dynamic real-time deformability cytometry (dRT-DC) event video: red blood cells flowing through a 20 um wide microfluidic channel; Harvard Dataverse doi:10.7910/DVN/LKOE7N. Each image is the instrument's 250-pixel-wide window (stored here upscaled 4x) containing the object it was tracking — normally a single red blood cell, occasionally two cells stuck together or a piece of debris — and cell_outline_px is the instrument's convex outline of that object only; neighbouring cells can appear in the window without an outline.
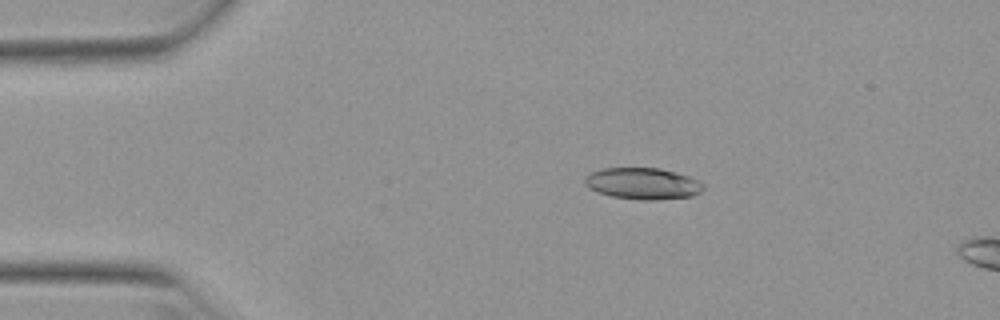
{"species": "Egyptian fruit bat (a non-hibernating species)", "species_latin": "Rousettus aegyptiacus", "temperature_condition": "warm", "stored_images_in_passage": 51, "camera_frame_rate_fps": 3000, "um_per_image_px": 0.085, "animal": {"sex": "female"}, "frame": {"image": 1, "passage_image": 9, "time_ms": 2.667, "image_size_px": [1000, 320], "cell_outline_px": [[704, 188], [700, 192], [692, 196], [656, 200], [640, 200], [612, 196], [588, 188], [584, 184], [584, 176], [592, 172], [604, 168], [660, 168], [676, 172], [688, 176], [704, 184]], "centroid_in_image_um": [54.63, 15.6], "position_along_channel_um": 30.4, "area_um2": 21.73}}
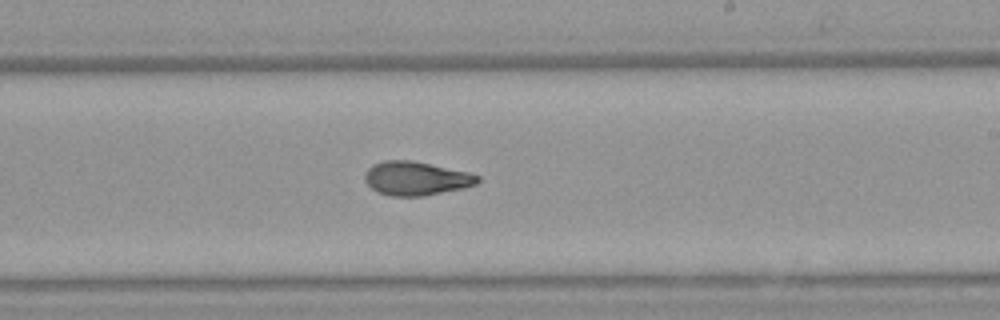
{"frame": {"image": 2, "passage_image": 30, "time_ms": 9.667, "image_size_px": [1000, 320], "cell_outline_px": [[480, 180], [476, 184], [460, 188], [424, 196], [388, 196], [376, 192], [364, 180], [364, 172], [372, 164], [384, 160], [412, 160], [468, 172], [480, 176]], "centroid_in_image_um": [35.31, 15.16], "position_along_channel_um": 253.7, "area_um2": 22.25}}
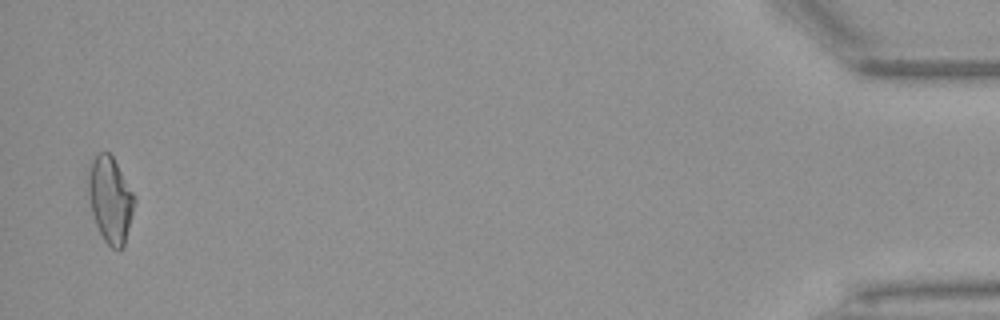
{"frame": {"image": 3, "passage_image": 50, "time_ms": 16.333, "image_size_px": [1000, 320], "cell_outline_px": [[136, 200], [124, 248], [116, 252], [104, 240], [96, 224], [92, 212], [88, 196], [88, 176], [92, 160], [100, 152], [108, 152], [112, 156], [132, 192]], "centroid_in_image_um": [9.38, 17.03], "position_along_channel_um": 425.8, "area_um2": 22.89}, "authors_computed_cell_mechanics": {"area_um2": 22.1374, "velocity_mm_per_s": 3.9404, "shape_relaxation_time_tau1_ms": 8.8163, "shape_relaxation_time_tau2_ms": 2.1357, "deformation_change_tau1": 0.2443, "deformation_change_tau2": 0.0942}}